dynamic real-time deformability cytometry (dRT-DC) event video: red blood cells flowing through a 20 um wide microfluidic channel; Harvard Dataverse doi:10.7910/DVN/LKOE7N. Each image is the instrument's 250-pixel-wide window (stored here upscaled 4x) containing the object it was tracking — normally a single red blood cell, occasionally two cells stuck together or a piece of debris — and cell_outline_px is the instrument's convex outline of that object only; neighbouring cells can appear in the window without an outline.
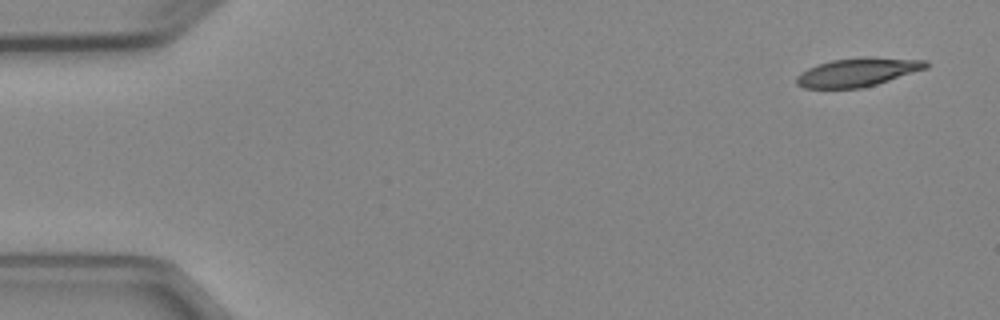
{"species": "Egyptian fruit bat (a non-hibernating species)", "species_latin": "Rousettus aegyptiacus", "temperature_condition": "cold", "stored_images_in_passage": 6, "camera_frame_rate_fps": 3000, "um_per_image_px": 0.085, "animal": {"sex": "female"}, "frame": {"image": 1, "passage_image": 1, "time_ms": 0.0, "image_size_px": [1000, 320], "cell_outline_px": [[928, 68], [876, 84], [860, 88], [804, 88], [796, 84], [796, 76], [800, 72], [808, 68], [832, 60], [864, 56], [868, 56], [928, 60]], "centroid_in_image_um": [72.91, 6.12], "position_along_channel_um": 12.1, "area_um2": 21.62}}
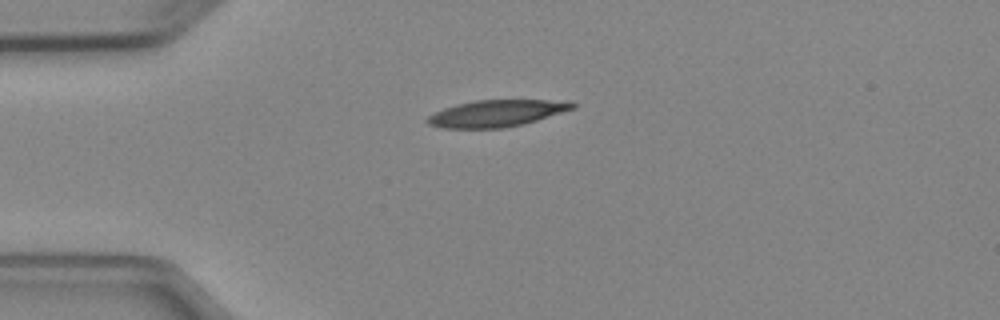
{"frame": {"image": 2, "passage_image": 3, "time_ms": 3.333, "image_size_px": [1000, 320], "cell_outline_px": [[576, 108], [524, 124], [504, 128], [440, 128], [428, 124], [424, 120], [428, 116], [444, 108], [456, 104], [476, 100], [572, 100], [576, 104]], "centroid_in_image_um": [42.24, 9.63], "position_along_channel_um": 42.8, "area_um2": 22.83}}
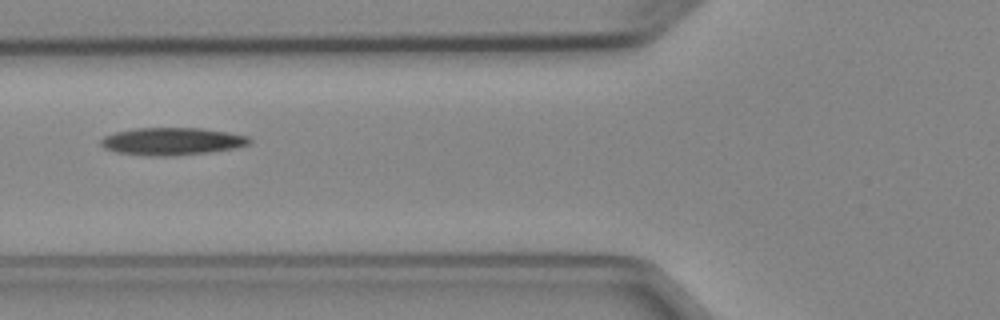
{"frame": {"image": 3, "passage_image": 5, "time_ms": 5.667, "image_size_px": [1000, 320], "cell_outline_px": [[252, 140], [248, 144], [236, 148], [208, 152], [172, 156], [152, 156], [116, 152], [104, 148], [100, 144], [100, 140], [104, 136], [116, 132], [136, 128], [200, 128], [228, 132], [248, 136]], "centroid_in_image_um": [14.61, 12.01], "position_along_channel_um": 111.2, "area_um2": 23.76}}